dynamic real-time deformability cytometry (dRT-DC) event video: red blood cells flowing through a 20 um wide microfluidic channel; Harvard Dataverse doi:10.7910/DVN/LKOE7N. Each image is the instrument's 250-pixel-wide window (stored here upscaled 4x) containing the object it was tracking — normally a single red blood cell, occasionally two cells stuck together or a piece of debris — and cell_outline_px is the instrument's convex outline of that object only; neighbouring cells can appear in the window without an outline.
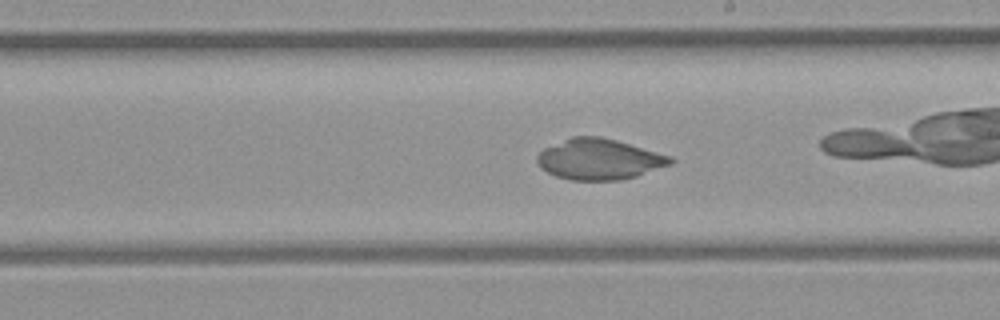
{"species": "common noctule bat (a hibernating species)", "species_latin": "Nyctalus noctula", "temperature_condition": "room temperature", "stored_images_in_passage": 35, "camera_frame_rate_fps": 3000, "um_per_image_px": 0.085, "animal": {"sex": "female", "body_mass_g": 21.9}, "frame": {"image": 1, "passage_image": 25, "time_ms": 8.0, "image_size_px": [1000, 320], "cell_outline_px": [[676, 160], [672, 164], [636, 176], [620, 180], [572, 180], [556, 176], [540, 168], [536, 160], [536, 156], [544, 148], [572, 136], [600, 136], [616, 140], [672, 156]], "centroid_in_image_um": [50.94, 13.53], "position_along_channel_um": 238.1, "area_um2": 31.67}}